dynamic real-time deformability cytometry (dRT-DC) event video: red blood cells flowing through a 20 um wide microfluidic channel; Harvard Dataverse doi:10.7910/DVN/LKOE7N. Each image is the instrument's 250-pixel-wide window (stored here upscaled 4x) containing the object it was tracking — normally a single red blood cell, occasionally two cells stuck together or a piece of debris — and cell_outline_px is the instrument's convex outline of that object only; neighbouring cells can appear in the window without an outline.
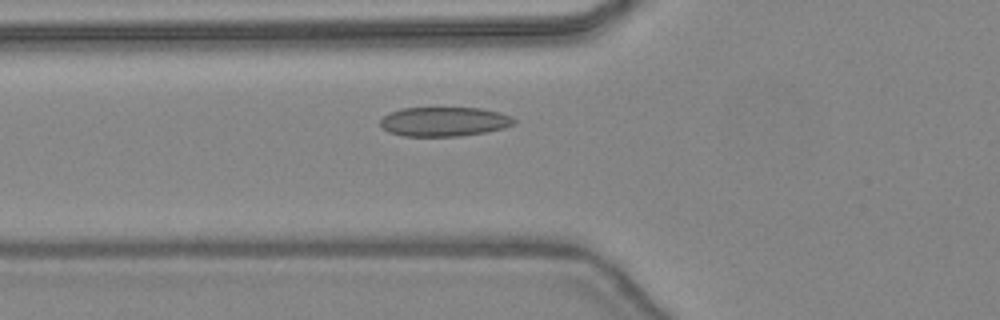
{"species": "common noctule bat (a hibernating species)", "species_latin": "Nyctalus noctula", "temperature_condition": "warm", "stored_images_in_passage": 32, "camera_frame_rate_fps": 3000, "um_per_image_px": 0.085, "animal": {"sex": "female", "body_mass_g": 24.6, "forearm_length_mm": 56.2}, "frame": {"image": 1, "passage_image": 3, "time_ms": 0.667, "image_size_px": [1000, 320], "cell_outline_px": [[516, 124], [504, 128], [484, 132], [460, 136], [404, 136], [388, 132], [380, 124], [380, 120], [388, 112], [400, 108], [480, 108], [500, 112], [512, 116], [516, 120]], "centroid_in_image_um": [37.77, 10.33], "position_along_channel_um": 88.0, "area_um2": 23.0}}
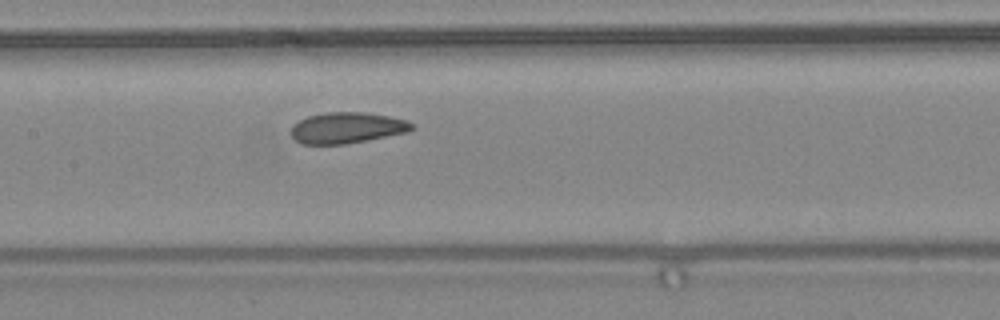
{"frame": {"image": 2, "passage_image": 9, "time_ms": 2.667, "image_size_px": [1000, 320], "cell_outline_px": [[416, 128], [408, 132], [348, 144], [300, 144], [288, 132], [292, 124], [308, 116], [328, 112], [364, 112], [388, 116], [408, 120], [416, 124]], "centroid_in_image_um": [29.51, 10.87], "position_along_channel_um": 177.9, "area_um2": 22.2}}
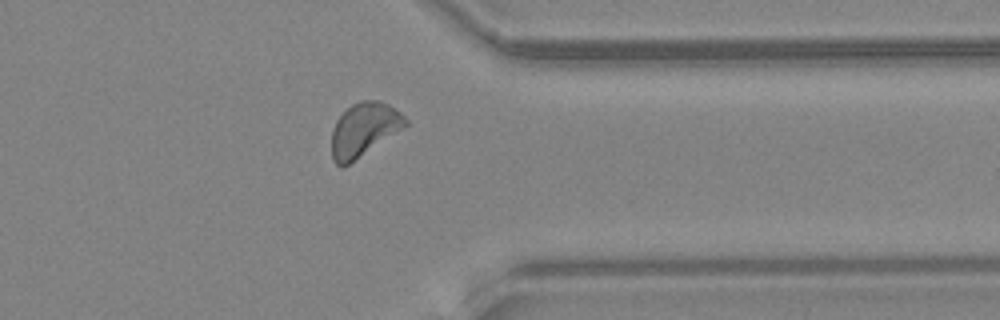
{"frame": {"image": 3, "passage_image": 23, "time_ms": 7.333, "image_size_px": [1000, 320], "cell_outline_px": [[408, 124], [404, 128], [344, 168], [340, 168], [332, 160], [332, 128], [336, 120], [352, 104], [360, 100], [380, 100], [388, 104], [400, 112], [408, 120]], "centroid_in_image_um": [30.93, 11.03], "position_along_channel_um": 380.5, "area_um2": 23.29}, "authors_computed_cell_mechanics": {"area_um2": 22.3975, "velocity_mm_per_s": 4.4465, "shape_relaxation_time_tau1_ms": 2.8545, "shape_relaxation_time_tau2_ms": 1.5853, "deformation_change_tau1": 0.0906, "deformation_change_tau2": 0.0687}}